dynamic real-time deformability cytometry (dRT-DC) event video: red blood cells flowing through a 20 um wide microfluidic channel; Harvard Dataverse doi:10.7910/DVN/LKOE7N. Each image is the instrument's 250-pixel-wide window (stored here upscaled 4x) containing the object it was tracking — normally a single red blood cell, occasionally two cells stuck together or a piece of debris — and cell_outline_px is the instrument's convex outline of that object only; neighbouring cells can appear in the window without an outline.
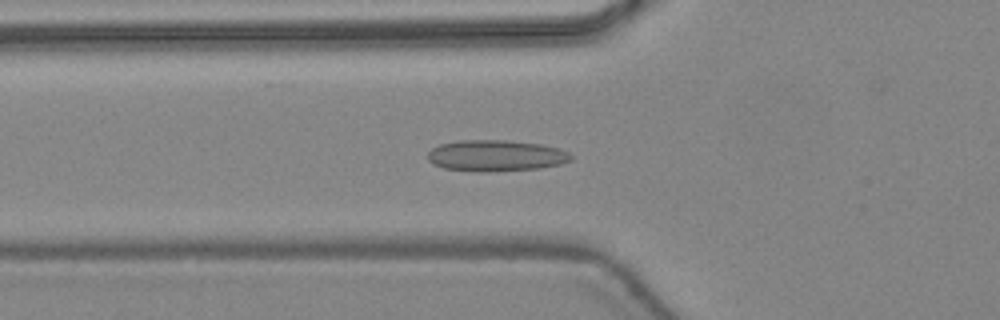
{"species": "common noctule bat (a hibernating species)", "species_latin": "Nyctalus noctula", "temperature_condition": "warm", "stored_images_in_passage": 46, "camera_frame_rate_fps": 3000, "um_per_image_px": 0.085, "animal": {"sex": "female", "body_mass_g": 24.6, "forearm_length_mm": 56.2}, "frame": {"image": 1, "passage_image": 17, "time_ms": 5.333, "image_size_px": [1000, 320], "cell_outline_px": [[572, 160], [560, 164], [540, 168], [484, 172], [480, 172], [444, 168], [432, 164], [428, 160], [428, 152], [432, 148], [440, 144], [460, 140], [508, 140], [540, 144], [560, 148], [568, 152], [572, 156]], "centroid_in_image_um": [42.15, 13.23], "position_along_channel_um": 83.7, "area_um2": 26.18}}
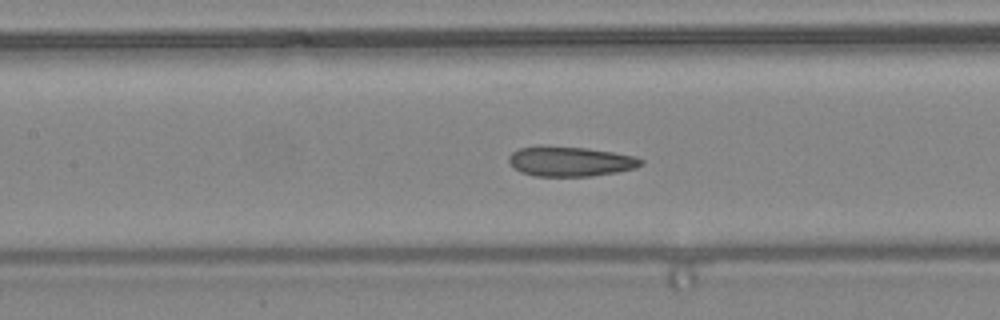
{"frame": {"image": 2, "passage_image": 22, "time_ms": 7.0, "image_size_px": [1000, 320], "cell_outline_px": [[644, 164], [636, 168], [616, 172], [592, 176], [536, 176], [520, 172], [512, 168], [508, 160], [508, 156], [512, 152], [520, 148], [540, 144], [588, 148], [636, 156], [644, 160]], "centroid_in_image_um": [48.44, 13.7], "position_along_channel_um": 159.0, "area_um2": 23.52}}
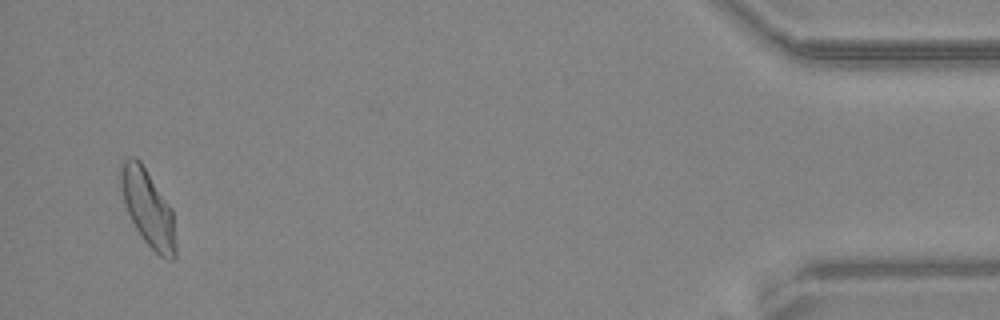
{"frame": {"image": 3, "passage_image": 45, "time_ms": 14.667, "image_size_px": [1000, 320], "cell_outline_px": [[176, 256], [172, 260], [168, 260], [160, 256], [144, 240], [136, 228], [124, 204], [120, 188], [120, 164], [124, 160], [132, 156], [136, 156], [140, 160], [172, 208], [176, 244]], "centroid_in_image_um": [12.57, 17.66], "position_along_channel_um": 422.6, "area_um2": 24.51}, "authors_computed_cell_mechanics": {"area_um2": 23.9292, "velocity_mm_per_s": 4.4538, "shape_relaxation_time_tau1_ms": null, "shape_relaxation_time_tau2_ms": 1.8459, "deformation_change_tau1": null, "deformation_change_tau2": 0.0821}}